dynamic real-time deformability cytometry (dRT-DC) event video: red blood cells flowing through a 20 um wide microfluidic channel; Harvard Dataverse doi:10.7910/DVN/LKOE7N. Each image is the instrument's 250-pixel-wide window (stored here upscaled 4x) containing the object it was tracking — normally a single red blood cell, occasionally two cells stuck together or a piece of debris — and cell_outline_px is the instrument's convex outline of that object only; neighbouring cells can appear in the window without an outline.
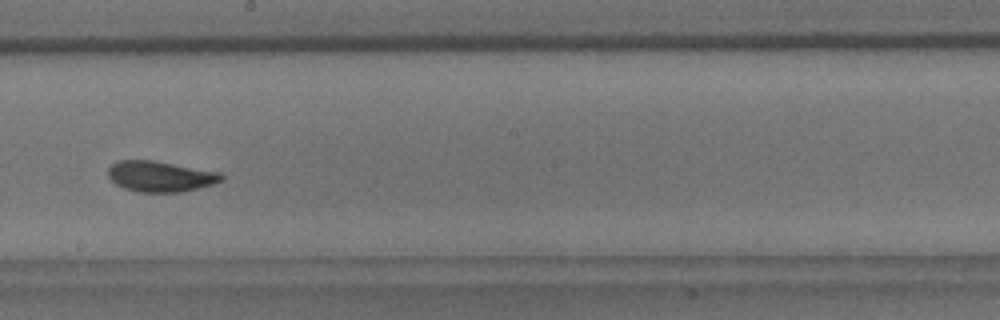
{"species": "common noctule bat (a hibernating species)", "species_latin": "Nyctalus noctula", "temperature_condition": "room temperature", "stored_images_in_passage": 14, "camera_frame_rate_fps": 3000, "um_per_image_px": 0.085, "animal": {"sex": "male", "body_mass_g": 18.8}, "frame": {"image": 1, "passage_image": 8, "time_ms": 2.333, "image_size_px": [1000, 320], "cell_outline_px": [[224, 180], [212, 184], [180, 192], [140, 192], [124, 188], [116, 184], [108, 176], [108, 168], [116, 160], [152, 160], [220, 172], [224, 176]], "centroid_in_image_um": [13.61, 14.98], "position_along_channel_um": 234.6, "area_um2": 20.17}}
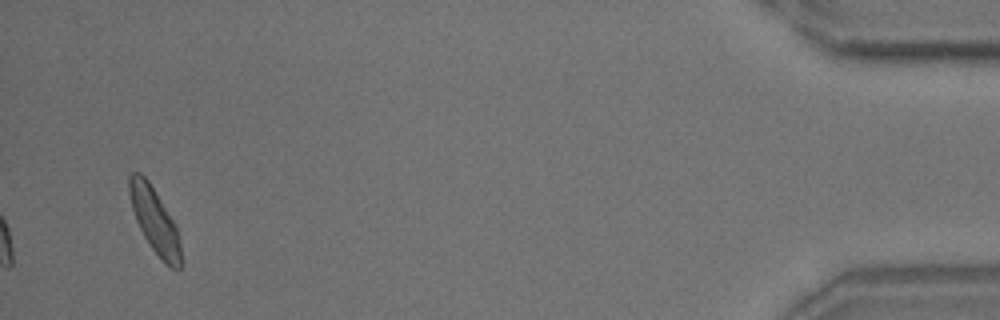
{"frame": {"image": 2, "passage_image": 14, "time_ms": 4.333, "image_size_px": [1000, 320], "cell_outline_px": [[180, 268], [172, 268], [164, 264], [152, 248], [144, 236], [136, 220], [132, 208], [128, 192], [128, 176], [132, 172], [140, 172], [148, 180], [176, 224], [180, 244]], "centroid_in_image_um": [13.12, 18.71], "position_along_channel_um": 422.1, "area_um2": 19.42}}